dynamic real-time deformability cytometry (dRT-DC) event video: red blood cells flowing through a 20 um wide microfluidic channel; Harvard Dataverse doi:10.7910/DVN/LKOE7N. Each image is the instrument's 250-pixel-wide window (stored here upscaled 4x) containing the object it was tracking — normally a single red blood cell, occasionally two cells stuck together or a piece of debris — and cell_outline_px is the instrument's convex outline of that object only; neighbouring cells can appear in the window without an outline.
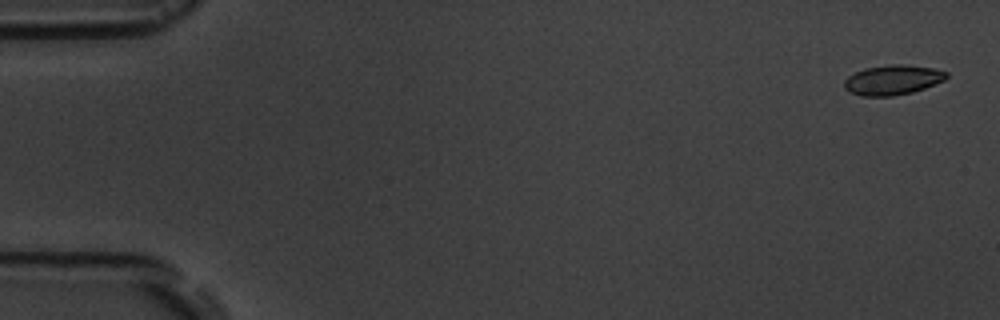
{"species": "common noctule bat (a hibernating species)", "species_latin": "Nyctalus noctula", "temperature_condition": "room temperature", "stored_images_in_passage": 6, "camera_frame_rate_fps": 3000, "um_per_image_px": 0.085, "animal": {"sex": "male", "body_mass_g": 19.5, "forearm_length_mm": 54.6}, "frame": {"image": 1, "passage_image": 1, "time_ms": 0.0, "image_size_px": [1000, 320], "cell_outline_px": [[948, 76], [944, 80], [924, 88], [912, 92], [892, 96], [860, 96], [848, 92], [844, 88], [844, 80], [848, 76], [864, 68], [892, 64], [904, 64], [932, 68], [948, 72]], "centroid_in_image_um": [75.84, 6.79], "position_along_channel_um": 9.2, "area_um2": 17.8}}
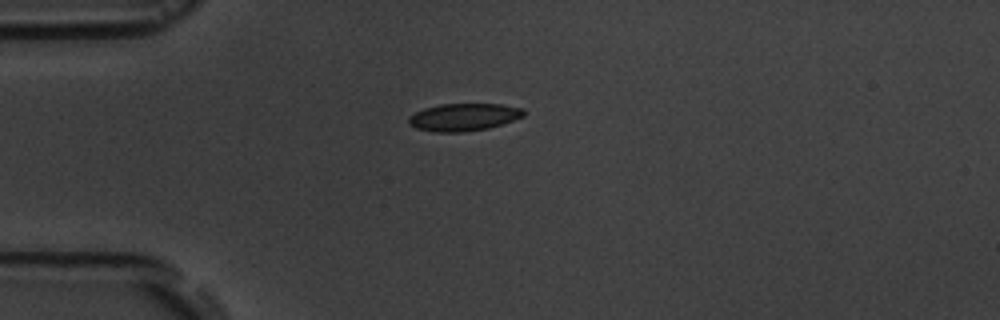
{"frame": {"image": 2, "passage_image": 4, "time_ms": 4.333, "image_size_px": [1000, 320], "cell_outline_px": [[524, 116], [488, 128], [460, 132], [432, 132], [416, 128], [408, 124], [408, 116], [424, 108], [440, 104], [500, 104], [524, 108]], "centroid_in_image_um": [39.38, 9.95], "position_along_channel_um": 45.6, "area_um2": 18.38}}
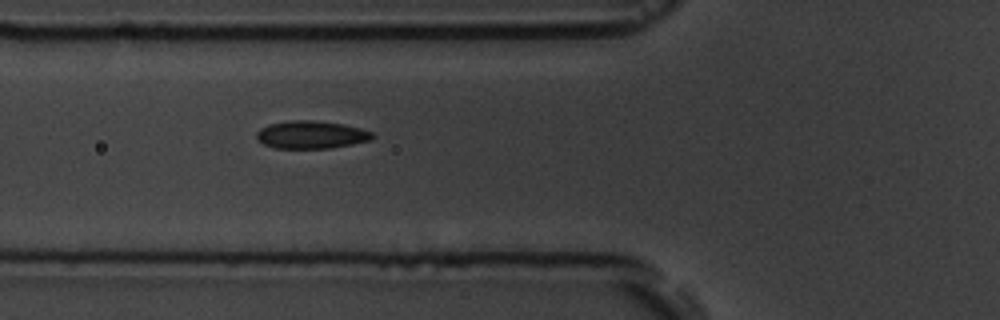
{"frame": {"image": 3, "passage_image": 6, "time_ms": 6.333, "image_size_px": [1000, 320], "cell_outline_px": [[376, 136], [372, 140], [332, 148], [272, 148], [256, 140], [256, 132], [260, 128], [268, 124], [292, 120], [312, 120], [344, 124], [360, 128], [372, 132]], "centroid_in_image_um": [26.44, 11.45], "position_along_channel_um": 99.4, "area_um2": 18.96}}